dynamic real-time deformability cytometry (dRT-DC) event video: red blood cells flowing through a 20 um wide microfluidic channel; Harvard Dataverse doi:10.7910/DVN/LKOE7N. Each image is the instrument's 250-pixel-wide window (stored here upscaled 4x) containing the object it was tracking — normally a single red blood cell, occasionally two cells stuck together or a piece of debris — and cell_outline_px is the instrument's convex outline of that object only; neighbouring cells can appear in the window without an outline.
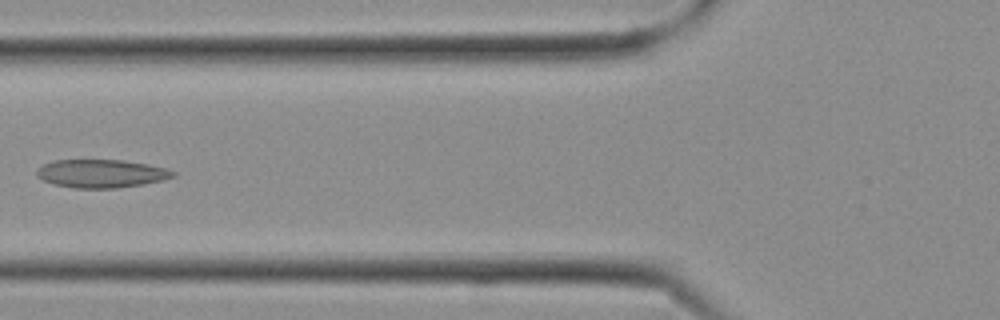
{"species": "Egyptian fruit bat (a non-hibernating species)", "species_latin": "Rousettus aegyptiacus", "temperature_condition": "cold", "stored_images_in_passage": 25, "camera_frame_rate_fps": 3000, "um_per_image_px": 0.085, "frame": {"image": 1, "passage_image": 9, "time_ms": 2.667, "image_size_px": [1000, 320], "cell_outline_px": [[176, 176], [164, 180], [144, 184], [116, 188], [72, 188], [56, 184], [44, 180], [36, 176], [36, 168], [52, 160], [124, 160], [148, 164], [164, 168], [176, 172]], "centroid_in_image_um": [8.61, 14.75], "position_along_channel_um": 117.2, "area_um2": 22.48}}
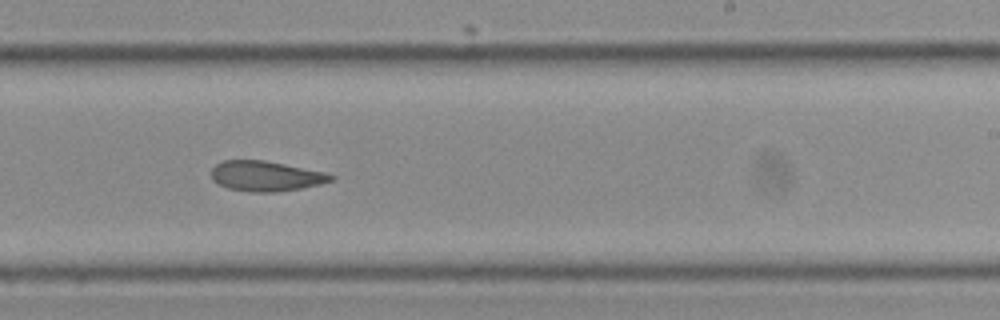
{"frame": {"image": 2, "passage_image": 15, "time_ms": 4.667, "image_size_px": [1000, 320], "cell_outline_px": [[336, 180], [320, 184], [300, 188], [276, 192], [252, 192], [228, 188], [212, 180], [212, 168], [216, 164], [224, 160], [264, 160], [324, 172], [336, 176]], "centroid_in_image_um": [22.61, 14.97], "position_along_channel_um": 266.4, "area_um2": 20.92}}
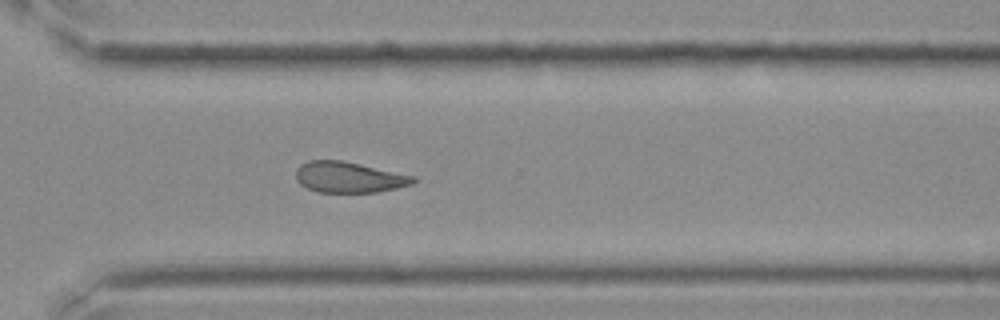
{"frame": {"image": 3, "passage_image": 18, "time_ms": 5.667, "image_size_px": [1000, 320], "cell_outline_px": [[416, 180], [412, 184], [396, 188], [376, 192], [316, 192], [300, 184], [296, 180], [296, 168], [300, 164], [308, 160], [340, 160], [416, 176]], "centroid_in_image_um": [29.63, 15.06], "position_along_channel_um": 341.0, "area_um2": 21.04}}